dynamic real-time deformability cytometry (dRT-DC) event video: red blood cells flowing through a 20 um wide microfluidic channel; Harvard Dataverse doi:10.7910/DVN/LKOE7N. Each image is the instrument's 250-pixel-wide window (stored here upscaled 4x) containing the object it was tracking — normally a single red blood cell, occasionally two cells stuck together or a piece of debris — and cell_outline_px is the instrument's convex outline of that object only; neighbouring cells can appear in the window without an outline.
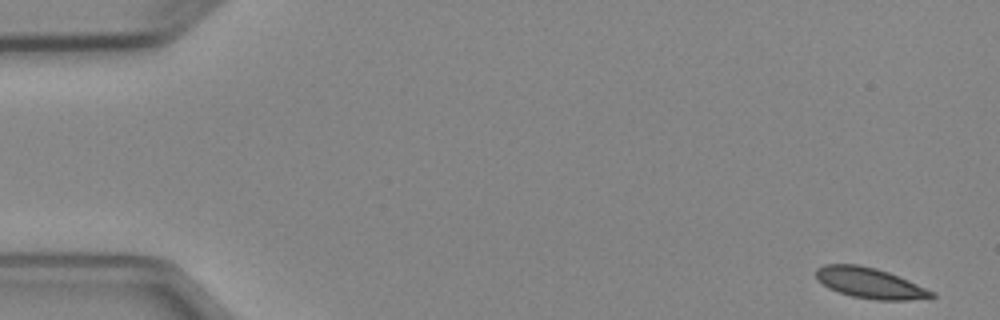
{"species": "Egyptian fruit bat (a non-hibernating species)", "species_latin": "Rousettus aegyptiacus", "temperature_condition": "cold", "stored_images_in_passage": 4, "camera_frame_rate_fps": 3000, "um_per_image_px": 0.085, "animal": {"sex": "female"}, "frame": {"image": 1, "passage_image": 1, "time_ms": 0.0, "image_size_px": [1000, 320], "cell_outline_px": [[936, 296], [908, 300], [876, 300], [852, 296], [828, 288], [816, 280], [816, 268], [824, 264], [856, 264], [876, 268], [888, 272], [908, 280], [936, 292]], "centroid_in_image_um": [73.91, 24.05], "position_along_channel_um": 11.1, "area_um2": 20.58}}